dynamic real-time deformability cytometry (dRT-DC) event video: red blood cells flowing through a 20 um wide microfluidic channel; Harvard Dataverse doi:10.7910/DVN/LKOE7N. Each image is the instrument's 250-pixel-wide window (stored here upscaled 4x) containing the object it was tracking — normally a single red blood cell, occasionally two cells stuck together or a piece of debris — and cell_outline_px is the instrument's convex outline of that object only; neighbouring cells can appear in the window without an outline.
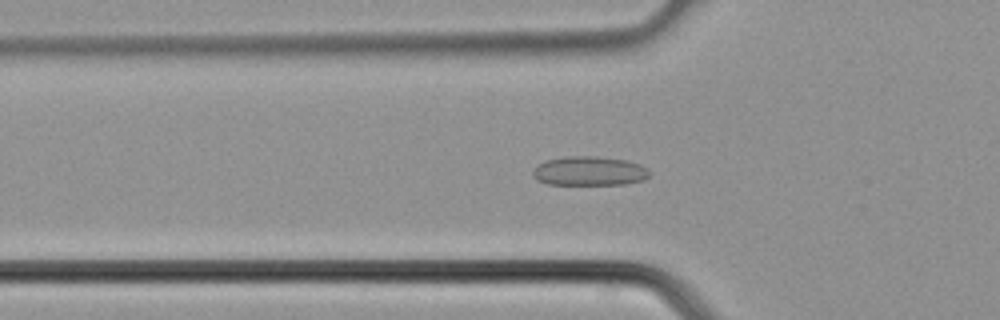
{"species": "common noctule bat (a hibernating species)", "species_latin": "Nyctalus noctula", "temperature_condition": "cold", "stored_images_in_passage": 38, "camera_frame_rate_fps": 3000, "um_per_image_px": 0.085, "animal": {"sex": "male", "body_mass_g": 21.5, "forearm_length_mm": 52.0}, "frame": {"image": 1, "passage_image": 12, "time_ms": 3.667, "image_size_px": [1000, 320], "cell_outline_px": [[648, 176], [644, 180], [624, 184], [548, 184], [536, 180], [532, 176], [532, 172], [544, 160], [568, 156], [596, 156], [628, 160], [640, 164], [648, 168]], "centroid_in_image_um": [50.09, 14.53], "position_along_channel_um": 75.7, "area_um2": 19.88}}
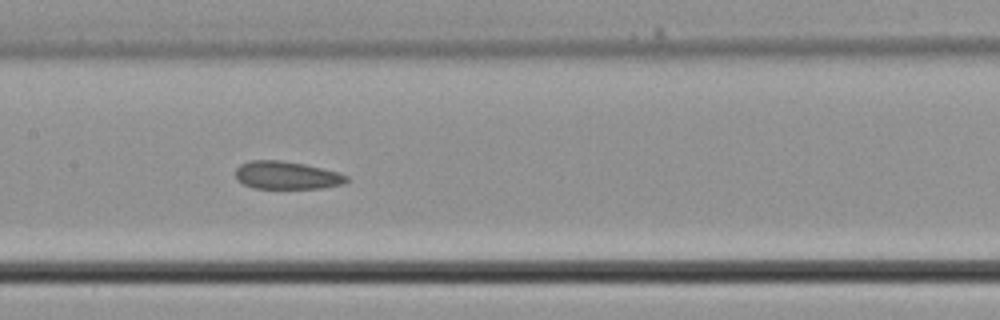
{"frame": {"image": 2, "passage_image": 18, "time_ms": 5.667, "image_size_px": [1000, 320], "cell_outline_px": [[348, 180], [344, 184], [324, 188], [252, 188], [236, 180], [236, 168], [240, 164], [248, 160], [280, 160], [304, 164], [336, 172], [348, 176]], "centroid_in_image_um": [24.33, 14.9], "position_along_channel_um": 183.1, "area_um2": 18.03}}
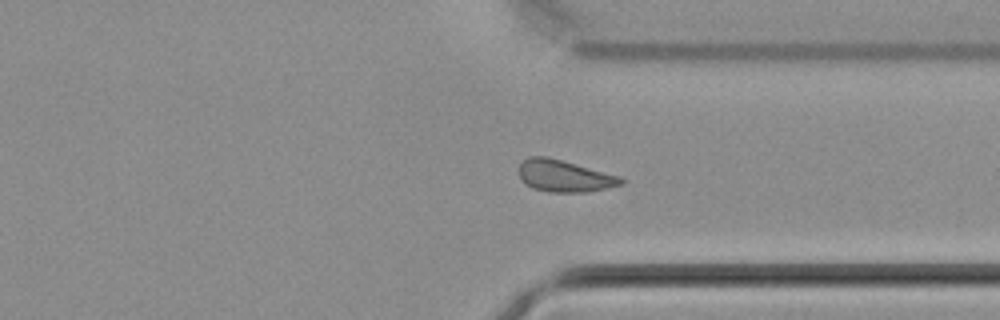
{"frame": {"image": 3, "passage_image": 28, "time_ms": 9.0, "image_size_px": [1000, 320], "cell_outline_px": [[624, 184], [608, 188], [588, 192], [548, 192], [532, 188], [524, 184], [520, 180], [520, 164], [528, 156], [548, 156], [620, 176], [624, 180]], "centroid_in_image_um": [47.97, 14.96], "position_along_channel_um": 363.4, "area_um2": 19.13}}